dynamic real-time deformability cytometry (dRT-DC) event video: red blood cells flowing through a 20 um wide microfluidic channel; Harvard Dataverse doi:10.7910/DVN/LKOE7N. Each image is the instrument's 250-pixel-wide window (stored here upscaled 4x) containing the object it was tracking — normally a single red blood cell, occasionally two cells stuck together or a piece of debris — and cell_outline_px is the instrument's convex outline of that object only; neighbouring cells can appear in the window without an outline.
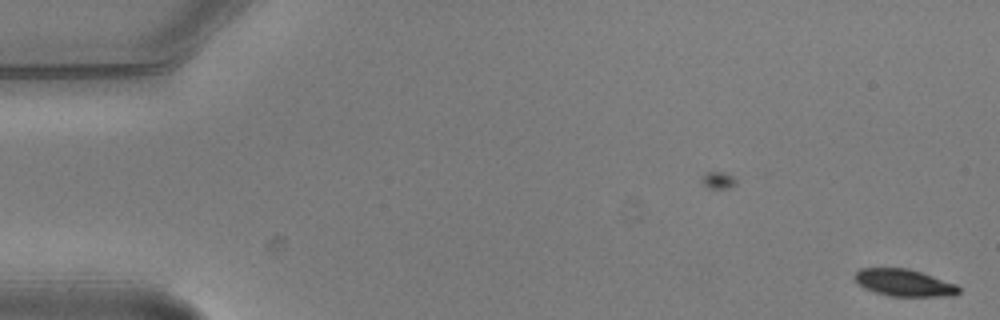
{"species": "common noctule bat (a hibernating species)", "species_latin": "Nyctalus noctula", "temperature_condition": "warm", "stored_images_in_passage": 6, "camera_frame_rate_fps": 3000, "um_per_image_px": 0.085, "animal": {"sex": "male", "body_mass_g": 20.5, "forearm_length_mm": 52.5}, "frame": {"image": 1, "passage_image": 1, "time_ms": 0.0, "image_size_px": [1000, 320], "cell_outline_px": [[960, 292], [956, 296], [888, 296], [864, 288], [856, 284], [852, 276], [860, 268], [908, 268], [956, 284], [960, 288]], "centroid_in_image_um": [76.81, 24.04], "position_along_channel_um": 8.2, "area_um2": 16.53}}
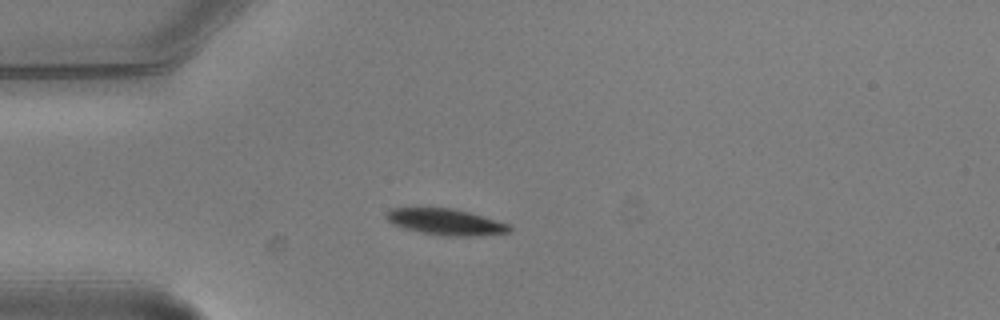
{"frame": {"image": 2, "passage_image": 5, "time_ms": 1.333, "image_size_px": [1000, 320], "cell_outline_px": [[512, 232], [480, 236], [444, 236], [420, 232], [404, 228], [388, 220], [384, 216], [384, 212], [392, 208], [452, 208], [468, 212], [508, 224], [512, 228]], "centroid_in_image_um": [37.89, 18.87], "position_along_channel_um": 47.1, "area_um2": 18.73}}